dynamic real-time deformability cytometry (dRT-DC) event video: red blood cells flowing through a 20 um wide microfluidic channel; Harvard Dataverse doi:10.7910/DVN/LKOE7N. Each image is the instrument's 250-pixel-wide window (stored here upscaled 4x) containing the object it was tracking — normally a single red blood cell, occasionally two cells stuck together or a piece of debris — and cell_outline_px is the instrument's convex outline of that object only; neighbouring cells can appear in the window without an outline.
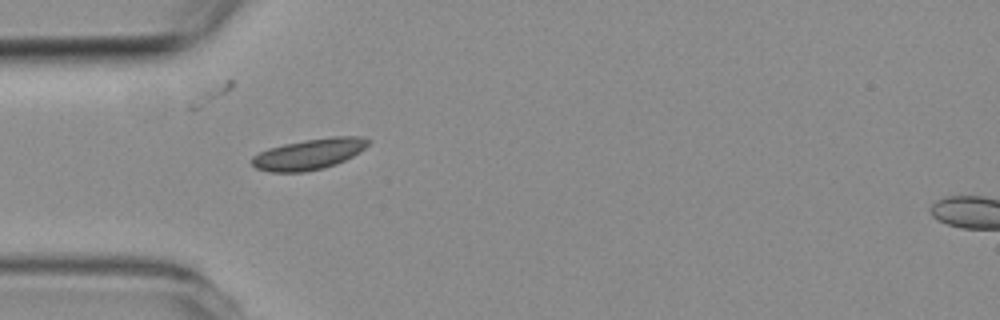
{"species": "common noctule bat (a hibernating species)", "species_latin": "Nyctalus noctula", "temperature_condition": "room temperature", "stored_images_in_passage": 2, "segment_of_instrument_passage": [1, 2], "camera_frame_rate_fps": 3000, "um_per_image_px": 0.085, "animal": {"sex": "female", "body_mass_g": 19.3, "forearm_length_mm": 54.1}, "frame": {"image": 1, "passage_image": 1, "time_ms": 0.0, "image_size_px": [1000, 320], "cell_outline_px": [[372, 140], [360, 152], [336, 164], [324, 168], [304, 172], [272, 172], [256, 168], [252, 164], [252, 156], [268, 148], [284, 144], [304, 140], [332, 136], [364, 136]], "centroid_in_image_um": [26.3, 13.09], "position_along_channel_um": 58.7, "area_um2": 20.92}}